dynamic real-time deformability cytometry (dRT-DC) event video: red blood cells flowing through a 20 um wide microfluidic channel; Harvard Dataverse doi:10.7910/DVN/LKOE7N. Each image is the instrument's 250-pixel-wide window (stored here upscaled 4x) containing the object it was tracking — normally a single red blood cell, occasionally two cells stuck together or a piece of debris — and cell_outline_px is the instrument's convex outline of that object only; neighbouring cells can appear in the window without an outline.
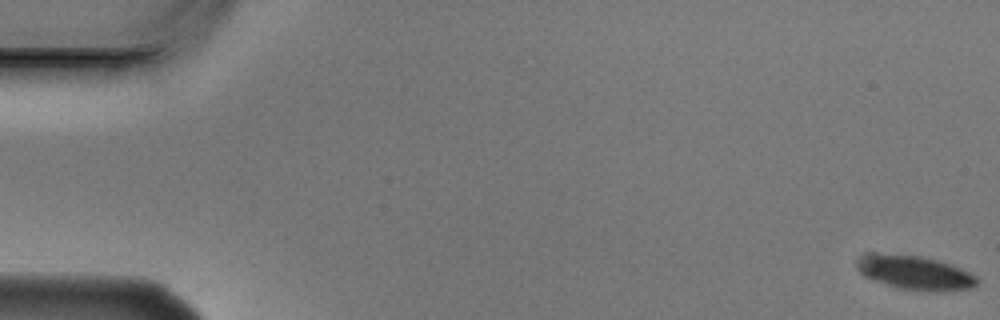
{"species": "Egyptian fruit bat (a non-hibernating species)", "species_latin": "Rousettus aegyptiacus", "temperature_condition": "cold", "stored_images_in_passage": 9, "camera_frame_rate_fps": 3000, "um_per_image_px": 0.085, "animal": {"sex": "male"}, "frame": {"image": 1, "passage_image": 1, "time_ms": 0.0, "image_size_px": [1000, 320], "cell_outline_px": [[980, 280], [972, 288], [940, 292], [936, 292], [896, 288], [872, 280], [864, 276], [860, 272], [860, 260], [868, 252], [876, 252], [920, 256], [936, 260], [960, 268], [976, 276]], "centroid_in_image_um": [77.79, 23.19], "position_along_channel_um": 7.2, "area_um2": 23.76}}
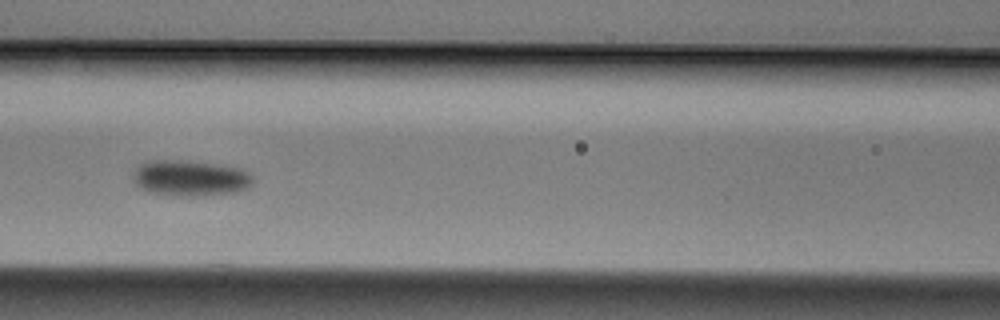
{"frame": {"image": 2, "passage_image": 8, "time_ms": 2.333, "image_size_px": [1000, 320], "cell_outline_px": [[252, 184], [248, 188], [236, 192], [204, 196], [176, 196], [148, 192], [140, 188], [132, 180], [132, 172], [140, 164], [148, 160], [192, 160], [220, 164], [244, 168], [252, 176]], "centroid_in_image_um": [16.17, 15.13], "position_along_channel_um": 150.4, "area_um2": 25.78}}
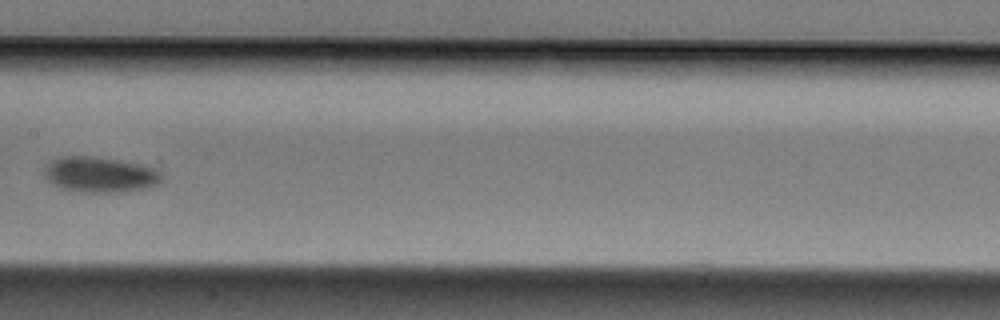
{"frame": {"image": 3, "passage_image": 9, "time_ms": 2.667, "image_size_px": [1000, 320], "cell_outline_px": [[164, 176], [156, 184], [144, 188], [108, 192], [80, 192], [60, 188], [52, 184], [44, 176], [44, 168], [52, 160], [60, 156], [92, 156], [120, 160], [160, 168]], "centroid_in_image_um": [8.49, 14.82], "position_along_channel_um": 198.9, "area_um2": 24.39}}